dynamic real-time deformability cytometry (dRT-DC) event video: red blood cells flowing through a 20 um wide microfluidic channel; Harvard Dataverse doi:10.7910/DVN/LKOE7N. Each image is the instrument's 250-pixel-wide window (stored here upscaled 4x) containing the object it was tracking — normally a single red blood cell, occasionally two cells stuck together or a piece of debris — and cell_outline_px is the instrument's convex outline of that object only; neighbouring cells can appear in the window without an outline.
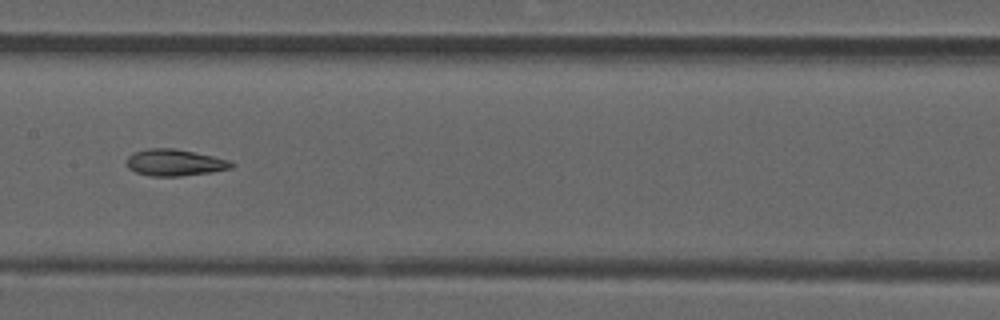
{"species": "common noctule bat (a hibernating species)", "species_latin": "Nyctalus noctula", "temperature_condition": "room temperature", "stored_images_in_passage": 38, "camera_frame_rate_fps": 3000, "um_per_image_px": 0.085, "animal": {"sex": "male", "forearm_length_mm": 52.5}, "frame": {"image": 1, "passage_image": 12, "time_ms": 3.667, "image_size_px": [1000, 320], "cell_outline_px": [[236, 164], [232, 168], [212, 172], [180, 176], [152, 176], [136, 172], [128, 168], [128, 156], [132, 152], [148, 148], [172, 148], [232, 160]], "centroid_in_image_um": [14.88, 13.82], "position_along_channel_um": 192.5, "area_um2": 16.24}, "authors_computed_cell_mechanics": {"area_um2": 15.7505, "velocity_mm_per_s": 3.8839, "shape_relaxation_time_tau1_ms": null, "shape_relaxation_time_tau2_ms": 3.2657, "deformation_change_tau1": null, "deformation_change_tau2": 0.1179}}